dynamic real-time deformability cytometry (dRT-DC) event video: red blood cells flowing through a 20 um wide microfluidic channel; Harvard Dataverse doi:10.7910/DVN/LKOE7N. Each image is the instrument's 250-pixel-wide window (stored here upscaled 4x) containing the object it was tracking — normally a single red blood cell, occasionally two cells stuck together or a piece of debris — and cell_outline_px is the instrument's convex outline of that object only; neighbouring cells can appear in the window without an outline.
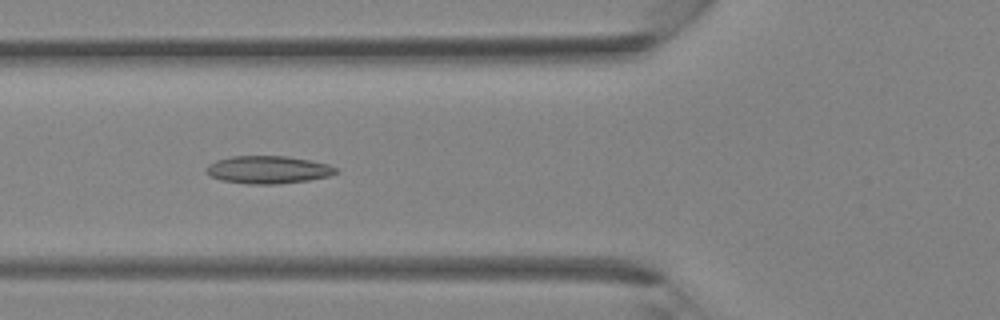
{"species": "Egyptian fruit bat (a non-hibernating species)", "species_latin": "Rousettus aegyptiacus", "temperature_condition": "room temperature", "stored_images_in_passage": 36, "camera_frame_rate_fps": 3000, "um_per_image_px": 0.085, "animal": {"sex": "female"}, "frame": {"image": 1, "passage_image": 13, "time_ms": 4.0, "image_size_px": [1000, 320], "cell_outline_px": [[336, 172], [328, 176], [308, 180], [276, 184], [248, 184], [224, 180], [212, 176], [208, 172], [208, 164], [216, 160], [232, 156], [288, 156], [312, 160], [328, 164], [336, 168]], "centroid_in_image_um": [22.81, 14.41], "position_along_channel_um": 103.0, "area_um2": 20.63}}
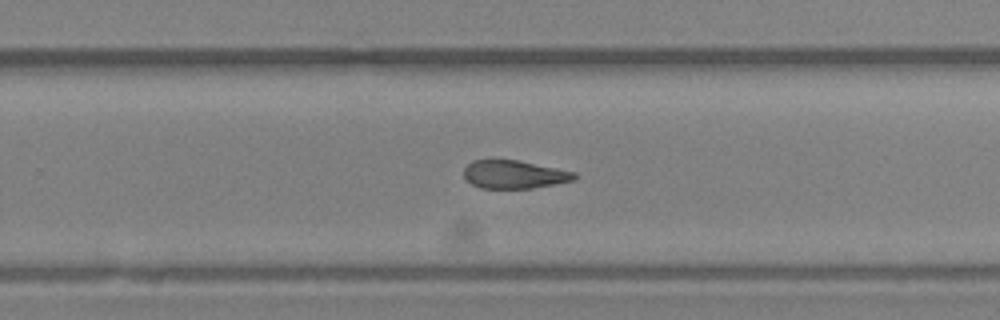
{"frame": {"image": 2, "passage_image": 23, "time_ms": 7.333, "image_size_px": [1000, 320], "cell_outline_px": [[576, 180], [532, 188], [480, 188], [472, 184], [464, 176], [464, 168], [472, 160], [516, 160], [576, 172]], "centroid_in_image_um": [43.71, 14.83], "position_along_channel_um": 286.1, "area_um2": 17.98}}
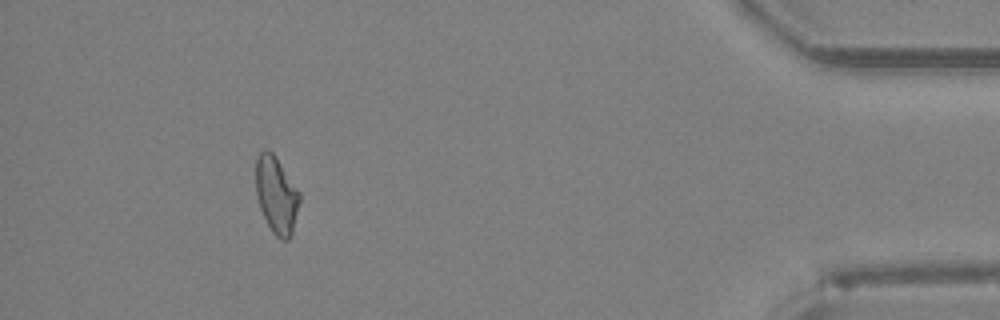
{"frame": {"image": 3, "passage_image": 33, "time_ms": 10.667, "image_size_px": [1000, 320], "cell_outline_px": [[300, 200], [292, 236], [288, 240], [280, 240], [272, 232], [260, 208], [256, 196], [256, 156], [264, 148], [268, 148], [276, 156], [300, 192]], "centroid_in_image_um": [23.5, 16.56], "position_along_channel_um": 411.7, "area_um2": 19.88}}